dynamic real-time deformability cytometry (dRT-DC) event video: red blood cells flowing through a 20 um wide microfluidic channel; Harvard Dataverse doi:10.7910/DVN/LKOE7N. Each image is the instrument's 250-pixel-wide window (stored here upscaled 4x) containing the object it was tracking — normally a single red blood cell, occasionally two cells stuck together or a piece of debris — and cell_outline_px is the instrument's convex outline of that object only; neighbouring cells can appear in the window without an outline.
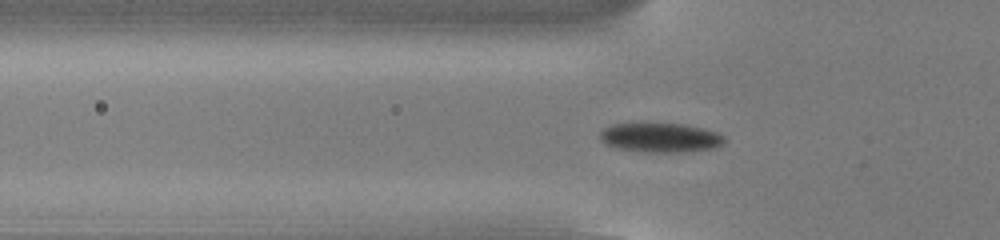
{"species": "common noctule bat (a hibernating species)", "species_latin": "Nyctalus noctula", "temperature_condition": "cold", "stored_images_in_passage": 50, "camera_frame_rate_fps": 3000, "um_per_image_px": 0.085, "animal": {"sex": "male", "body_mass_g": 13.0, "forearm_length_mm": 53.1}, "frame": {"image": 1, "passage_image": 14, "time_ms": 4.333, "image_size_px": [1000, 240], "cell_outline_px": [[728, 140], [724, 144], [716, 148], [680, 152], [640, 152], [612, 148], [604, 144], [600, 140], [600, 132], [604, 128], [612, 124], [684, 124], [704, 128], [716, 132], [724, 136]], "centroid_in_image_um": [56.13, 11.72], "position_along_channel_um": 69.7, "area_um2": 21.62}}
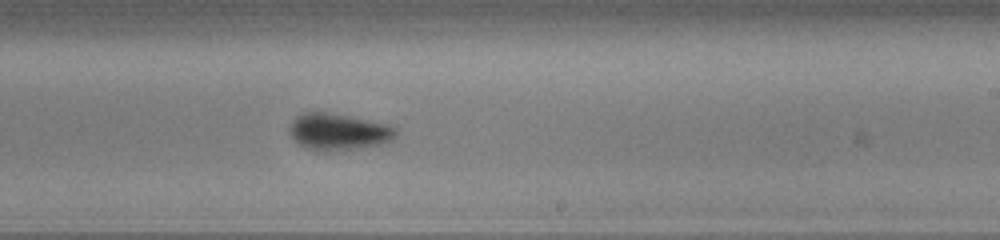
{"frame": {"image": 2, "passage_image": 29, "time_ms": 9.333, "image_size_px": [1000, 240], "cell_outline_px": [[396, 136], [392, 140], [380, 144], [356, 148], [328, 152], [316, 152], [292, 140], [288, 132], [288, 128], [296, 116], [304, 112], [324, 112], [388, 124], [396, 128]], "centroid_in_image_um": [28.71, 11.22], "position_along_channel_um": 260.3, "area_um2": 22.72}}
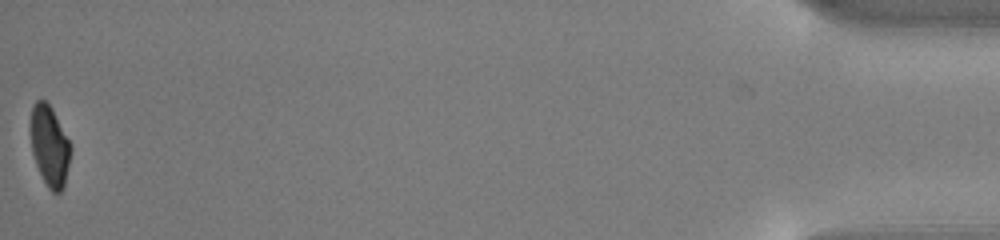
{"frame": {"image": 3, "passage_image": 50, "time_ms": 16.333, "image_size_px": [1000, 240], "cell_outline_px": [[72, 148], [64, 188], [60, 192], [52, 192], [48, 188], [36, 164], [32, 152], [28, 132], [28, 128], [32, 104], [36, 100], [44, 100], [52, 108]], "centroid_in_image_um": [4.18, 12.37], "position_along_channel_um": 431.0, "area_um2": 19.13}, "authors_computed_cell_mechanics": {"area_um2": 21.1548, "velocity_mm_per_s": 3.8245, "shape_relaxation_time_tau1_ms": 2.5595, "shape_relaxation_time_tau2_ms": null, "deformation_change_tau1": 0.1139, "deformation_change_tau2": null}}